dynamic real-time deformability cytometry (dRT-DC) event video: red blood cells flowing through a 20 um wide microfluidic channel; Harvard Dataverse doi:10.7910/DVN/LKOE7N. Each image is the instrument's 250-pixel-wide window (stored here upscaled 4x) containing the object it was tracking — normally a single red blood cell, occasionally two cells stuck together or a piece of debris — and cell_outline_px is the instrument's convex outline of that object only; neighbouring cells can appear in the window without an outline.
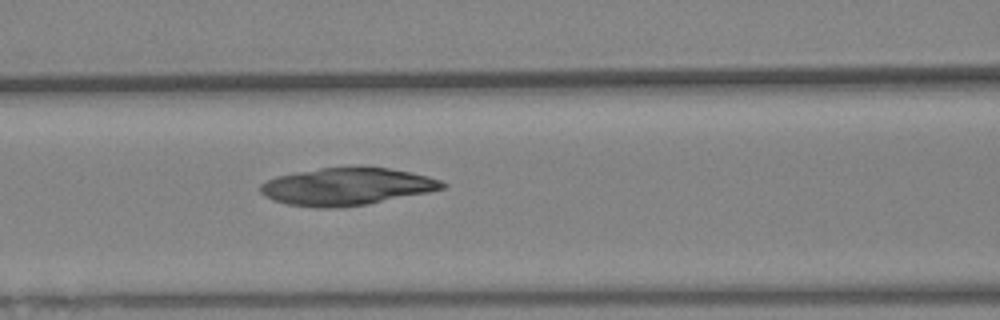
{"species": "Egyptian fruit bat (a non-hibernating species)", "species_latin": "Rousettus aegyptiacus", "temperature_condition": "warm", "stored_images_in_passage": 42, "camera_frame_rate_fps": 3000, "um_per_image_px": 0.085, "animal": {"sex": "female"}, "frame": {"image": 1, "passage_image": 13, "time_ms": 4.0, "image_size_px": [1000, 320], "cell_outline_px": [[448, 184], [444, 188], [428, 192], [368, 204], [340, 208], [316, 208], [288, 204], [272, 200], [264, 196], [260, 192], [260, 184], [276, 176], [296, 172], [320, 168], [388, 168], [428, 176], [440, 180]], "centroid_in_image_um": [29.44, 15.88], "position_along_channel_um": 137.2, "area_um2": 39.36}}
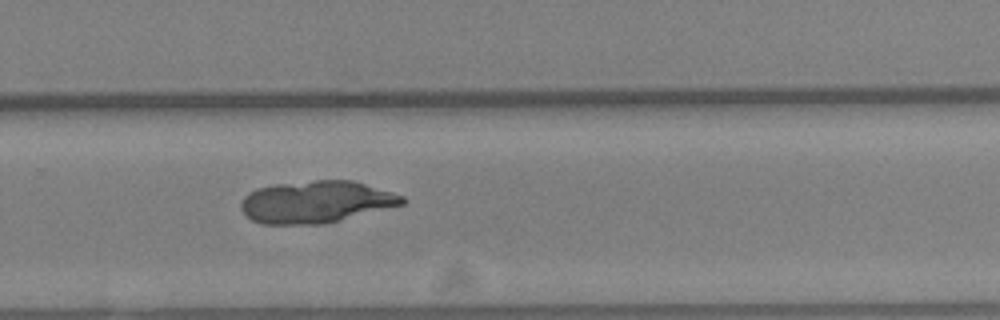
{"frame": {"image": 2, "passage_image": 28, "time_ms": 9.0, "image_size_px": [1000, 320], "cell_outline_px": [[404, 204], [324, 224], [260, 224], [252, 220], [240, 208], [240, 204], [244, 196], [248, 192], [256, 188], [276, 184], [316, 180], [352, 180], [392, 192], [404, 196]], "centroid_in_image_um": [26.83, 17.16], "position_along_channel_um": 303.0, "area_um2": 39.42}}
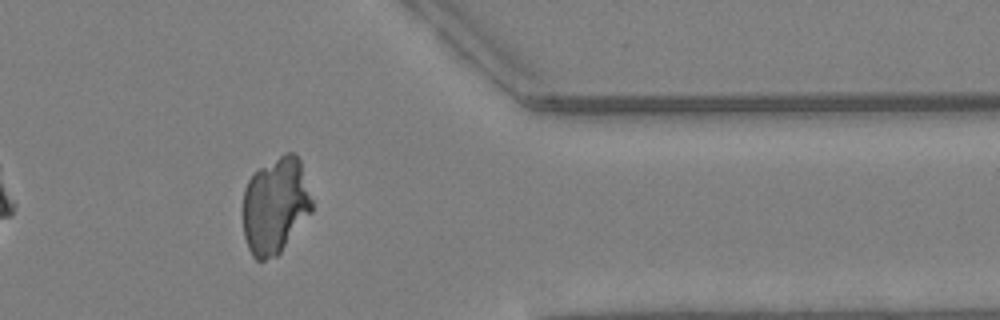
{"frame": {"image": 3, "passage_image": 37, "time_ms": 12.0, "image_size_px": [1000, 320], "cell_outline_px": [[312, 212], [280, 252], [276, 256], [264, 260], [256, 260], [252, 256], [248, 248], [244, 236], [244, 188], [248, 180], [260, 168], [284, 152], [292, 152], [300, 160], [312, 200]], "centroid_in_image_um": [23.41, 17.48], "position_along_channel_um": 388.0, "area_um2": 38.55}}